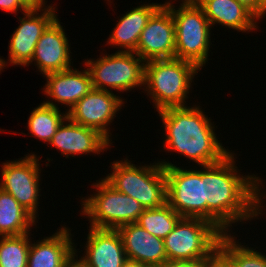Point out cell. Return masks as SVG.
Masks as SVG:
<instances>
[{
  "mask_svg": "<svg viewBox=\"0 0 266 267\" xmlns=\"http://www.w3.org/2000/svg\"><path fill=\"white\" fill-rule=\"evenodd\" d=\"M236 158L232 151L221 161L203 165L201 169L207 202V220L223 233L233 232L232 224L236 227L238 222L242 224L256 217L259 219V215L261 218L266 213L263 212L266 207L263 203L266 198L263 179L258 173L240 174Z\"/></svg>",
  "mask_w": 266,
  "mask_h": 267,
  "instance_id": "1",
  "label": "cell"
},
{
  "mask_svg": "<svg viewBox=\"0 0 266 267\" xmlns=\"http://www.w3.org/2000/svg\"><path fill=\"white\" fill-rule=\"evenodd\" d=\"M168 107L157 111L164 133L165 152H177L180 157L198 166L210 165L224 159L232 150L218 140L214 122L200 106ZM202 109V110H201ZM204 111V112H203ZM217 136V137H216ZM182 155V156H181Z\"/></svg>",
  "mask_w": 266,
  "mask_h": 267,
  "instance_id": "2",
  "label": "cell"
},
{
  "mask_svg": "<svg viewBox=\"0 0 266 267\" xmlns=\"http://www.w3.org/2000/svg\"><path fill=\"white\" fill-rule=\"evenodd\" d=\"M199 71L195 64L177 58L146 61L143 90L156 111L187 106L189 92L192 93L189 89Z\"/></svg>",
  "mask_w": 266,
  "mask_h": 267,
  "instance_id": "3",
  "label": "cell"
},
{
  "mask_svg": "<svg viewBox=\"0 0 266 267\" xmlns=\"http://www.w3.org/2000/svg\"><path fill=\"white\" fill-rule=\"evenodd\" d=\"M128 158L111 163L112 173L104 179L116 190L131 196L144 209H152L167 203V180L164 166L158 161L138 166Z\"/></svg>",
  "mask_w": 266,
  "mask_h": 267,
  "instance_id": "4",
  "label": "cell"
},
{
  "mask_svg": "<svg viewBox=\"0 0 266 267\" xmlns=\"http://www.w3.org/2000/svg\"><path fill=\"white\" fill-rule=\"evenodd\" d=\"M91 186L95 192L80 202V214L89 219L90 227L117 230L123 225L136 223L145 210L139 201L116 190L104 178Z\"/></svg>",
  "mask_w": 266,
  "mask_h": 267,
  "instance_id": "5",
  "label": "cell"
},
{
  "mask_svg": "<svg viewBox=\"0 0 266 267\" xmlns=\"http://www.w3.org/2000/svg\"><path fill=\"white\" fill-rule=\"evenodd\" d=\"M168 8L175 22V58L191 62L201 70L210 56L211 24L198 4H173Z\"/></svg>",
  "mask_w": 266,
  "mask_h": 267,
  "instance_id": "6",
  "label": "cell"
},
{
  "mask_svg": "<svg viewBox=\"0 0 266 267\" xmlns=\"http://www.w3.org/2000/svg\"><path fill=\"white\" fill-rule=\"evenodd\" d=\"M224 233L202 218L182 217L163 239L168 260L205 261L217 251Z\"/></svg>",
  "mask_w": 266,
  "mask_h": 267,
  "instance_id": "7",
  "label": "cell"
},
{
  "mask_svg": "<svg viewBox=\"0 0 266 267\" xmlns=\"http://www.w3.org/2000/svg\"><path fill=\"white\" fill-rule=\"evenodd\" d=\"M95 59L87 58L83 62L89 71L93 89L116 90L119 93L138 87L144 89L145 61L135 52H106Z\"/></svg>",
  "mask_w": 266,
  "mask_h": 267,
  "instance_id": "8",
  "label": "cell"
},
{
  "mask_svg": "<svg viewBox=\"0 0 266 267\" xmlns=\"http://www.w3.org/2000/svg\"><path fill=\"white\" fill-rule=\"evenodd\" d=\"M164 166L167 180V203L181 216L207 220V202L201 168L185 169L174 162L158 160Z\"/></svg>",
  "mask_w": 266,
  "mask_h": 267,
  "instance_id": "9",
  "label": "cell"
},
{
  "mask_svg": "<svg viewBox=\"0 0 266 267\" xmlns=\"http://www.w3.org/2000/svg\"><path fill=\"white\" fill-rule=\"evenodd\" d=\"M40 156L31 152L18 160L3 162L0 189L11 194L37 221L41 187ZM40 181V182H39ZM38 217V219H37Z\"/></svg>",
  "mask_w": 266,
  "mask_h": 267,
  "instance_id": "10",
  "label": "cell"
},
{
  "mask_svg": "<svg viewBox=\"0 0 266 267\" xmlns=\"http://www.w3.org/2000/svg\"><path fill=\"white\" fill-rule=\"evenodd\" d=\"M56 6L57 4L40 10H27L22 17H18L20 25L10 37L8 59L0 57V74L8 64L27 67L32 61L42 33L58 17Z\"/></svg>",
  "mask_w": 266,
  "mask_h": 267,
  "instance_id": "11",
  "label": "cell"
},
{
  "mask_svg": "<svg viewBox=\"0 0 266 267\" xmlns=\"http://www.w3.org/2000/svg\"><path fill=\"white\" fill-rule=\"evenodd\" d=\"M124 100L126 99L119 94L117 96L116 92L114 94L112 91L93 89L68 111L67 116L79 125L97 130L114 143L110 124L122 107H125Z\"/></svg>",
  "mask_w": 266,
  "mask_h": 267,
  "instance_id": "12",
  "label": "cell"
},
{
  "mask_svg": "<svg viewBox=\"0 0 266 267\" xmlns=\"http://www.w3.org/2000/svg\"><path fill=\"white\" fill-rule=\"evenodd\" d=\"M135 53L145 62L175 58V22L168 7L160 6L142 30Z\"/></svg>",
  "mask_w": 266,
  "mask_h": 267,
  "instance_id": "13",
  "label": "cell"
},
{
  "mask_svg": "<svg viewBox=\"0 0 266 267\" xmlns=\"http://www.w3.org/2000/svg\"><path fill=\"white\" fill-rule=\"evenodd\" d=\"M83 67L84 70L71 67L42 76L46 79V84L41 90L48 98L43 103L56 108H62L64 105L65 109L67 107L66 112L68 113L80 99L93 90L89 71L87 68L85 69V66ZM57 104H61V107Z\"/></svg>",
  "mask_w": 266,
  "mask_h": 267,
  "instance_id": "14",
  "label": "cell"
},
{
  "mask_svg": "<svg viewBox=\"0 0 266 267\" xmlns=\"http://www.w3.org/2000/svg\"><path fill=\"white\" fill-rule=\"evenodd\" d=\"M49 145L60 151L59 154L65 158H75V155L82 154L100 155L108 148L110 150L113 144L97 130L79 125L67 116L57 128Z\"/></svg>",
  "mask_w": 266,
  "mask_h": 267,
  "instance_id": "15",
  "label": "cell"
},
{
  "mask_svg": "<svg viewBox=\"0 0 266 267\" xmlns=\"http://www.w3.org/2000/svg\"><path fill=\"white\" fill-rule=\"evenodd\" d=\"M61 23L57 17L46 28L36 44L32 61L27 65L35 64L43 76L73 67L71 44Z\"/></svg>",
  "mask_w": 266,
  "mask_h": 267,
  "instance_id": "16",
  "label": "cell"
},
{
  "mask_svg": "<svg viewBox=\"0 0 266 267\" xmlns=\"http://www.w3.org/2000/svg\"><path fill=\"white\" fill-rule=\"evenodd\" d=\"M88 231L84 253L78 258L87 267H122L127 256L119 232L90 226Z\"/></svg>",
  "mask_w": 266,
  "mask_h": 267,
  "instance_id": "17",
  "label": "cell"
},
{
  "mask_svg": "<svg viewBox=\"0 0 266 267\" xmlns=\"http://www.w3.org/2000/svg\"><path fill=\"white\" fill-rule=\"evenodd\" d=\"M60 225L49 237L30 242L27 267H64L75 254L71 228ZM34 242V243H33Z\"/></svg>",
  "mask_w": 266,
  "mask_h": 267,
  "instance_id": "18",
  "label": "cell"
},
{
  "mask_svg": "<svg viewBox=\"0 0 266 267\" xmlns=\"http://www.w3.org/2000/svg\"><path fill=\"white\" fill-rule=\"evenodd\" d=\"M119 232L127 258L158 267L168 260L164 240L151 235L137 223L123 225Z\"/></svg>",
  "mask_w": 266,
  "mask_h": 267,
  "instance_id": "19",
  "label": "cell"
},
{
  "mask_svg": "<svg viewBox=\"0 0 266 267\" xmlns=\"http://www.w3.org/2000/svg\"><path fill=\"white\" fill-rule=\"evenodd\" d=\"M160 6L159 3L144 2L121 15L120 19L118 17L119 21L109 34L106 45L118 49L117 52H135L142 30Z\"/></svg>",
  "mask_w": 266,
  "mask_h": 267,
  "instance_id": "20",
  "label": "cell"
},
{
  "mask_svg": "<svg viewBox=\"0 0 266 267\" xmlns=\"http://www.w3.org/2000/svg\"><path fill=\"white\" fill-rule=\"evenodd\" d=\"M198 5L213 28L218 24L247 34L259 29L258 19L237 0H201Z\"/></svg>",
  "mask_w": 266,
  "mask_h": 267,
  "instance_id": "21",
  "label": "cell"
},
{
  "mask_svg": "<svg viewBox=\"0 0 266 267\" xmlns=\"http://www.w3.org/2000/svg\"><path fill=\"white\" fill-rule=\"evenodd\" d=\"M38 221L9 193L0 189V236L29 233Z\"/></svg>",
  "mask_w": 266,
  "mask_h": 267,
  "instance_id": "22",
  "label": "cell"
},
{
  "mask_svg": "<svg viewBox=\"0 0 266 267\" xmlns=\"http://www.w3.org/2000/svg\"><path fill=\"white\" fill-rule=\"evenodd\" d=\"M240 239L231 233H224L219 241L218 251L230 262L232 267H266V254L256 250L258 247L242 245ZM240 242V243H239Z\"/></svg>",
  "mask_w": 266,
  "mask_h": 267,
  "instance_id": "23",
  "label": "cell"
},
{
  "mask_svg": "<svg viewBox=\"0 0 266 267\" xmlns=\"http://www.w3.org/2000/svg\"><path fill=\"white\" fill-rule=\"evenodd\" d=\"M67 117V112L59 108L40 103L34 108L28 117L27 130L30 136L49 144L55 135L57 128Z\"/></svg>",
  "mask_w": 266,
  "mask_h": 267,
  "instance_id": "24",
  "label": "cell"
},
{
  "mask_svg": "<svg viewBox=\"0 0 266 267\" xmlns=\"http://www.w3.org/2000/svg\"><path fill=\"white\" fill-rule=\"evenodd\" d=\"M182 217L168 204L157 208L145 209L137 224L151 235L164 239Z\"/></svg>",
  "mask_w": 266,
  "mask_h": 267,
  "instance_id": "25",
  "label": "cell"
},
{
  "mask_svg": "<svg viewBox=\"0 0 266 267\" xmlns=\"http://www.w3.org/2000/svg\"><path fill=\"white\" fill-rule=\"evenodd\" d=\"M30 235L0 236V267H27Z\"/></svg>",
  "mask_w": 266,
  "mask_h": 267,
  "instance_id": "26",
  "label": "cell"
},
{
  "mask_svg": "<svg viewBox=\"0 0 266 267\" xmlns=\"http://www.w3.org/2000/svg\"><path fill=\"white\" fill-rule=\"evenodd\" d=\"M247 8L258 20L266 17V10L260 5L259 0H237Z\"/></svg>",
  "mask_w": 266,
  "mask_h": 267,
  "instance_id": "27",
  "label": "cell"
},
{
  "mask_svg": "<svg viewBox=\"0 0 266 267\" xmlns=\"http://www.w3.org/2000/svg\"><path fill=\"white\" fill-rule=\"evenodd\" d=\"M202 267H232V265L219 251H217L210 259L203 262Z\"/></svg>",
  "mask_w": 266,
  "mask_h": 267,
  "instance_id": "28",
  "label": "cell"
},
{
  "mask_svg": "<svg viewBox=\"0 0 266 267\" xmlns=\"http://www.w3.org/2000/svg\"><path fill=\"white\" fill-rule=\"evenodd\" d=\"M0 8L2 11H5L6 13H15L16 14L19 12H26L27 10L19 3L18 0H0ZM20 10V11H19ZM19 11V12H18Z\"/></svg>",
  "mask_w": 266,
  "mask_h": 267,
  "instance_id": "29",
  "label": "cell"
},
{
  "mask_svg": "<svg viewBox=\"0 0 266 267\" xmlns=\"http://www.w3.org/2000/svg\"><path fill=\"white\" fill-rule=\"evenodd\" d=\"M204 261L166 260L158 267H202Z\"/></svg>",
  "mask_w": 266,
  "mask_h": 267,
  "instance_id": "30",
  "label": "cell"
},
{
  "mask_svg": "<svg viewBox=\"0 0 266 267\" xmlns=\"http://www.w3.org/2000/svg\"><path fill=\"white\" fill-rule=\"evenodd\" d=\"M18 1L26 10H40L43 8L54 6V4L52 3L50 5H47L48 0H18Z\"/></svg>",
  "mask_w": 266,
  "mask_h": 267,
  "instance_id": "31",
  "label": "cell"
},
{
  "mask_svg": "<svg viewBox=\"0 0 266 267\" xmlns=\"http://www.w3.org/2000/svg\"><path fill=\"white\" fill-rule=\"evenodd\" d=\"M77 245L75 243V254L73 257L64 265V267H87L80 259H78V253L80 249H76Z\"/></svg>",
  "mask_w": 266,
  "mask_h": 267,
  "instance_id": "32",
  "label": "cell"
},
{
  "mask_svg": "<svg viewBox=\"0 0 266 267\" xmlns=\"http://www.w3.org/2000/svg\"><path fill=\"white\" fill-rule=\"evenodd\" d=\"M122 267H151L147 264L141 263L139 261L127 258L123 263Z\"/></svg>",
  "mask_w": 266,
  "mask_h": 267,
  "instance_id": "33",
  "label": "cell"
},
{
  "mask_svg": "<svg viewBox=\"0 0 266 267\" xmlns=\"http://www.w3.org/2000/svg\"><path fill=\"white\" fill-rule=\"evenodd\" d=\"M174 1H178V0H166L163 4H161V6H165V7H169L171 5H173ZM201 0H181L179 1L180 4H198ZM182 2V3H181Z\"/></svg>",
  "mask_w": 266,
  "mask_h": 267,
  "instance_id": "34",
  "label": "cell"
},
{
  "mask_svg": "<svg viewBox=\"0 0 266 267\" xmlns=\"http://www.w3.org/2000/svg\"><path fill=\"white\" fill-rule=\"evenodd\" d=\"M259 3L266 10V0H259Z\"/></svg>",
  "mask_w": 266,
  "mask_h": 267,
  "instance_id": "35",
  "label": "cell"
},
{
  "mask_svg": "<svg viewBox=\"0 0 266 267\" xmlns=\"http://www.w3.org/2000/svg\"><path fill=\"white\" fill-rule=\"evenodd\" d=\"M107 2H108V4H109V5L112 3V1H111V0H107ZM109 2H110V3H109Z\"/></svg>",
  "mask_w": 266,
  "mask_h": 267,
  "instance_id": "36",
  "label": "cell"
}]
</instances>
